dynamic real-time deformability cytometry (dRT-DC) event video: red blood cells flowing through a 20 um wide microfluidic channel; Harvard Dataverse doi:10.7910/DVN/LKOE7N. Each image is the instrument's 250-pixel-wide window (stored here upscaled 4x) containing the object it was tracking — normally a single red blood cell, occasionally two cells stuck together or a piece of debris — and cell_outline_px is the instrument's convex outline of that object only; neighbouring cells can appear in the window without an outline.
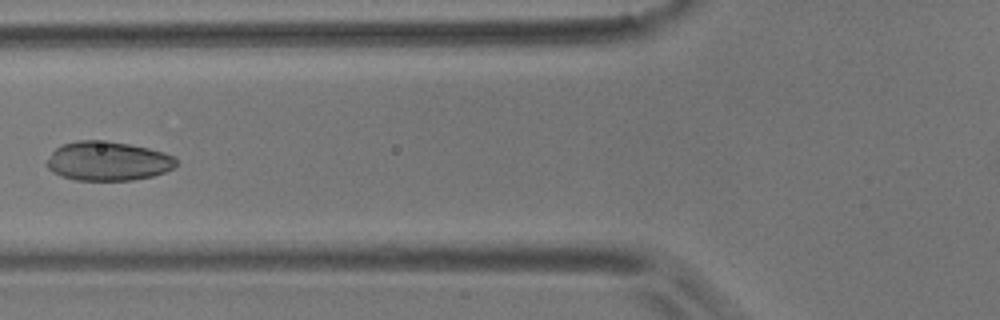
{"species": "common noctule bat (a hibernating species)", "species_latin": "Nyctalus noctula", "temperature_condition": "room temperature", "stored_images_in_passage": 14, "camera_frame_rate_fps": 3000, "um_per_image_px": 0.085, "animal": {"sex": "male", "body_mass_g": 17.9}, "frame": {"image": 1, "passage_image": 5, "time_ms": 1.333, "image_size_px": [1000, 320], "cell_outline_px": [[176, 164], [172, 168], [164, 172], [152, 176], [132, 180], [76, 180], [60, 176], [52, 172], [44, 164], [52, 152], [60, 144], [76, 140], [108, 140], [148, 148], [164, 152], [176, 156]], "centroid_in_image_um": [9.13, 13.68], "position_along_channel_um": 116.7, "area_um2": 29.82}}
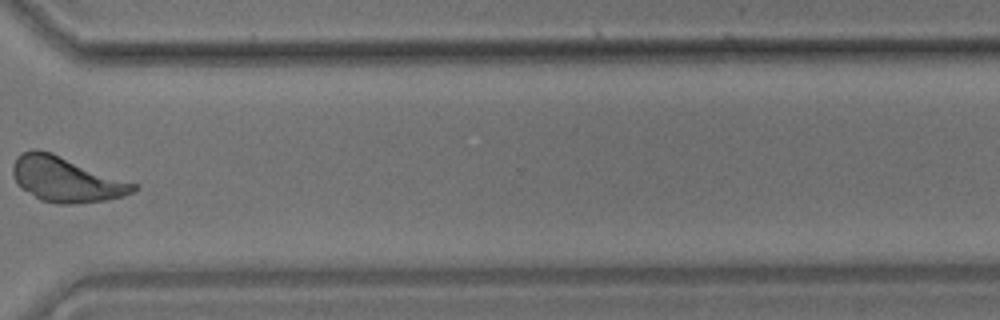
{"frame": {"image": 2, "passage_image": 11, "time_ms": 3.333, "image_size_px": [1000, 320], "cell_outline_px": [[140, 188], [124, 196], [104, 200], [72, 204], [56, 204], [40, 200], [20, 188], [16, 184], [12, 172], [12, 164], [16, 156], [32, 148], [36, 148], [52, 152], [136, 184]], "centroid_in_image_um": [5.56, 15.24], "position_along_channel_um": 365.0, "area_um2": 31.85}}
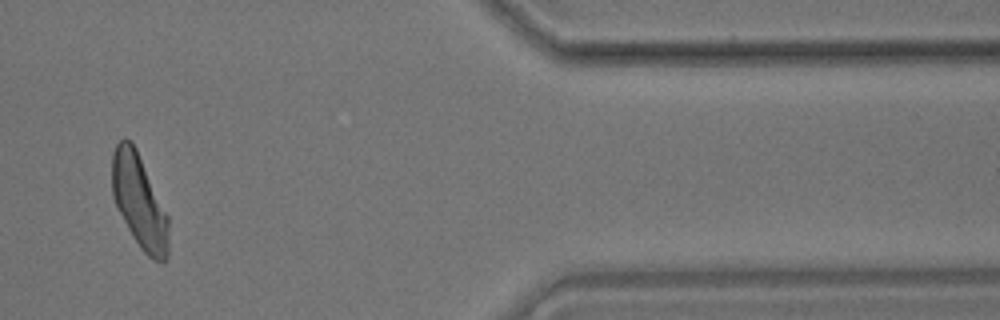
{"frame": {"image": 3, "passage_image": 12, "time_ms": 3.667, "image_size_px": [1000, 320], "cell_outline_px": [[168, 256], [164, 264], [152, 260], [140, 248], [132, 236], [116, 208], [112, 196], [112, 152], [116, 144], [124, 136], [132, 140], [136, 148], [168, 216]], "centroid_in_image_um": [11.82, 17.13], "position_along_channel_um": 399.6, "area_um2": 31.15}}